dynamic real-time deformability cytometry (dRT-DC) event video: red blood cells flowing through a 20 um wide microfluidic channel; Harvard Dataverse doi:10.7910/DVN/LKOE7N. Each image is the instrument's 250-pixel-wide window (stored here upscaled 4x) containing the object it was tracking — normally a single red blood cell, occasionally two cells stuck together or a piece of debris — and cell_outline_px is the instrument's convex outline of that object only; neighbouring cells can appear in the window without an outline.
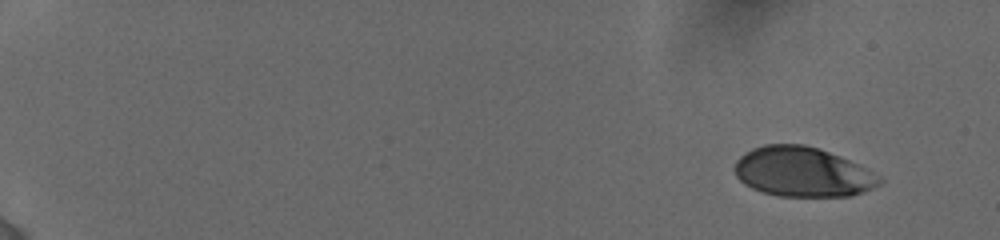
{"species": "human", "species_latin": "Homo sapiens", "temperature_condition": "cold", "stored_images_in_passage": 108, "camera_frame_rate_fps": 3000, "um_per_image_px": 0.085, "donor": {"sex": "female"}, "frame": {"image": 1, "passage_image": 1, "time_ms": 0.0, "image_size_px": [1000, 240], "cell_outline_px": [[884, 180], [880, 184], [864, 192], [852, 196], [776, 196], [752, 188], [744, 184], [736, 176], [736, 160], [744, 152], [752, 148], [764, 144], [804, 144], [840, 156], [880, 176]], "centroid_in_image_um": [68.21, 14.62], "position_along_channel_um": 16.8, "area_um2": 41.79}}
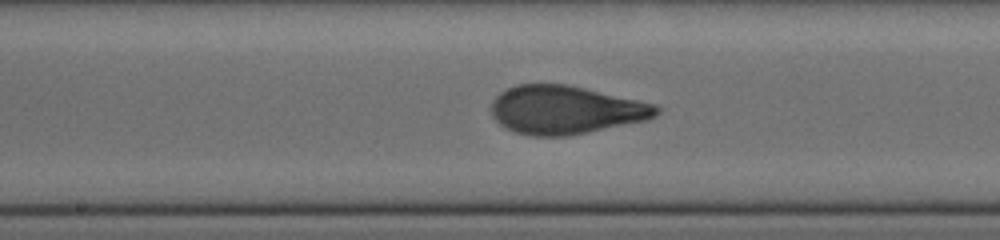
{"frame": {"image": 2, "passage_image": 46, "time_ms": 9.333, "image_size_px": [1000, 240], "cell_outline_px": [[660, 112], [656, 116], [648, 120], [568, 136], [532, 136], [516, 132], [500, 124], [492, 116], [492, 100], [504, 88], [516, 84], [568, 84], [656, 104], [660, 108]], "centroid_in_image_um": [48.08, 9.33], "position_along_channel_um": 200.1, "area_um2": 46.7}}
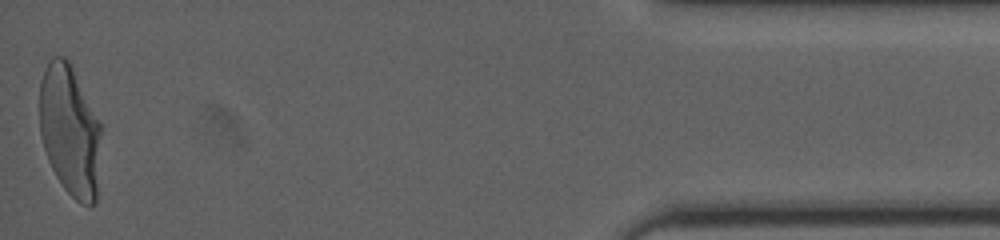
{"frame": {"image": 3, "passage_image": 106, "time_ms": 17.0, "image_size_px": [1000, 240], "cell_outline_px": [[100, 136], [96, 204], [80, 204], [64, 188], [56, 176], [48, 160], [44, 148], [40, 132], [40, 80], [44, 68], [52, 56], [64, 56], [68, 60], [100, 124]], "centroid_in_image_um": [5.91, 11.11], "position_along_channel_um": 429.3, "area_um2": 46.36}, "authors_computed_cell_mechanics": {"area_um2": 45.5464, "velocity_mm_per_s": 3.8661, "shape_relaxation_time_tau1_ms": 3.6277, "shape_relaxation_time_tau2_ms": null, "deformation_change_tau1": 0.1764, "deformation_change_tau2": null}}